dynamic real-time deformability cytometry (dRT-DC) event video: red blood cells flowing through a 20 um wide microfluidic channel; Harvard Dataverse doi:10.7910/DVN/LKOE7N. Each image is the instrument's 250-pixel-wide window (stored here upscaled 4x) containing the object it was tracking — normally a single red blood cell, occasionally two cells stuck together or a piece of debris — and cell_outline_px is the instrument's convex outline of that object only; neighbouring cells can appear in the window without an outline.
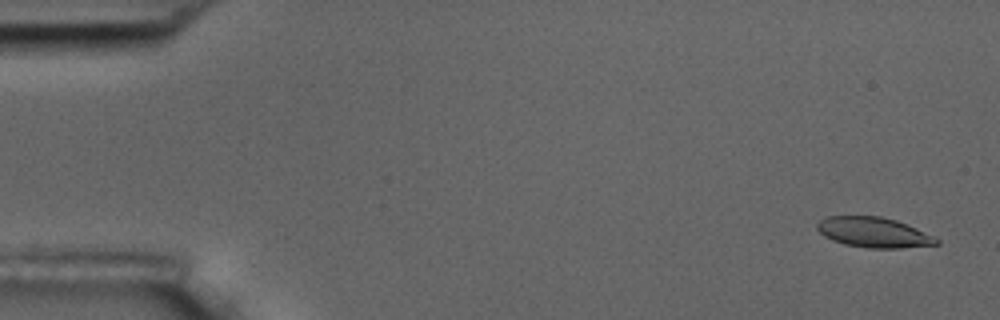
{"species": "common noctule bat (a hibernating species)", "species_latin": "Nyctalus noctula", "temperature_condition": "room temperature", "stored_images_in_passage": 5, "camera_frame_rate_fps": 3000, "um_per_image_px": 0.085, "animal": {"sex": "male", "body_mass_g": 17.5, "forearm_length_mm": 52.3}, "frame": {"image": 1, "passage_image": 1, "time_ms": 0.0, "image_size_px": [1000, 320], "cell_outline_px": [[940, 244], [900, 248], [868, 248], [844, 244], [832, 240], [824, 236], [816, 228], [816, 224], [820, 220], [828, 216], [880, 216], [896, 220], [936, 236], [940, 240]], "centroid_in_image_um": [74.28, 19.75], "position_along_channel_um": 10.7, "area_um2": 21.1}}